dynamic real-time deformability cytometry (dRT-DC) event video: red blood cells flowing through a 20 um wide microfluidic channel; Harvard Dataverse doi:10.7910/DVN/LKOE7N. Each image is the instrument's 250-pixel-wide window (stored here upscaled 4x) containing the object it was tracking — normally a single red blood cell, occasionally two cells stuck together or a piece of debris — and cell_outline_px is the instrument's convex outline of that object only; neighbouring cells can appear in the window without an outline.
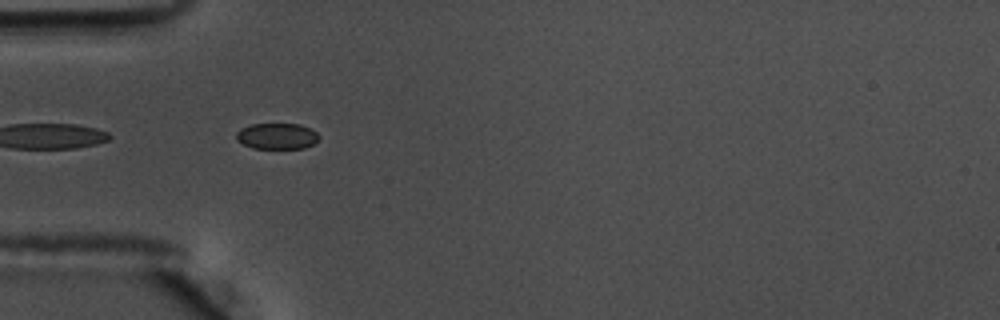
{"species": "common noctule bat (a hibernating species)", "species_latin": "Nyctalus noctula", "temperature_condition": "warm", "stored_images_in_passage": 4, "camera_frame_rate_fps": 3000, "um_per_image_px": 0.085, "animal": {"sex": "male", "body_mass_g": 17.5, "forearm_length_mm": 52.3}, "frame": {"image": 1, "passage_image": 2, "time_ms": 0.333, "image_size_px": [1000, 320], "cell_outline_px": [[320, 136], [312, 144], [304, 148], [252, 148], [236, 140], [236, 132], [240, 128], [252, 124], [300, 124], [316, 132]], "centroid_in_image_um": [23.5, 11.56], "position_along_channel_um": 61.5, "area_um2": 12.43}}